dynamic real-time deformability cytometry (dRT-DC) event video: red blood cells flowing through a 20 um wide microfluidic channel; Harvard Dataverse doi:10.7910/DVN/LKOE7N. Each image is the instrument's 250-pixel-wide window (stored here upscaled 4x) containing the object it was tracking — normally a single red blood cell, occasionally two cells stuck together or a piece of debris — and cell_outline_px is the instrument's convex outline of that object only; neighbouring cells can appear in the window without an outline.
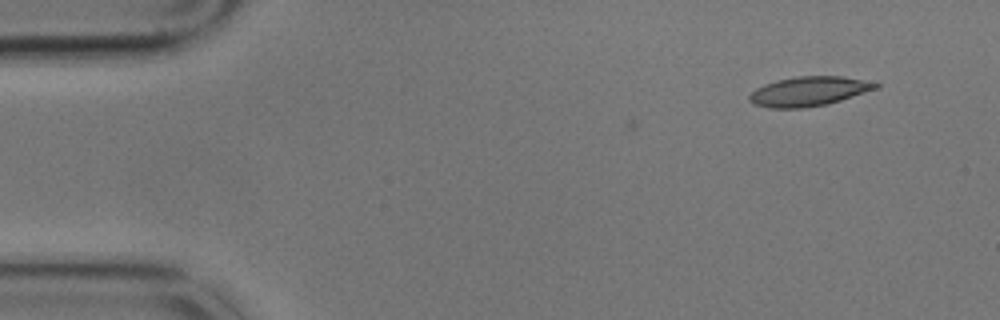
{"species": "common noctule bat (a hibernating species)", "species_latin": "Nyctalus noctula", "temperature_condition": "cold", "stored_images_in_passage": 5, "camera_frame_rate_fps": 3000, "um_per_image_px": 0.085, "animal": {"sex": "male", "body_mass_g": 17.9}, "frame": {"image": 1, "passage_image": 1, "time_ms": 0.0, "image_size_px": [1000, 320], "cell_outline_px": [[880, 88], [828, 104], [804, 108], [768, 108], [752, 104], [748, 100], [748, 96], [756, 88], [764, 84], [776, 80], [800, 76], [840, 76], [880, 84]], "centroid_in_image_um": [68.71, 7.78], "position_along_channel_um": 16.3, "area_um2": 21.73}}